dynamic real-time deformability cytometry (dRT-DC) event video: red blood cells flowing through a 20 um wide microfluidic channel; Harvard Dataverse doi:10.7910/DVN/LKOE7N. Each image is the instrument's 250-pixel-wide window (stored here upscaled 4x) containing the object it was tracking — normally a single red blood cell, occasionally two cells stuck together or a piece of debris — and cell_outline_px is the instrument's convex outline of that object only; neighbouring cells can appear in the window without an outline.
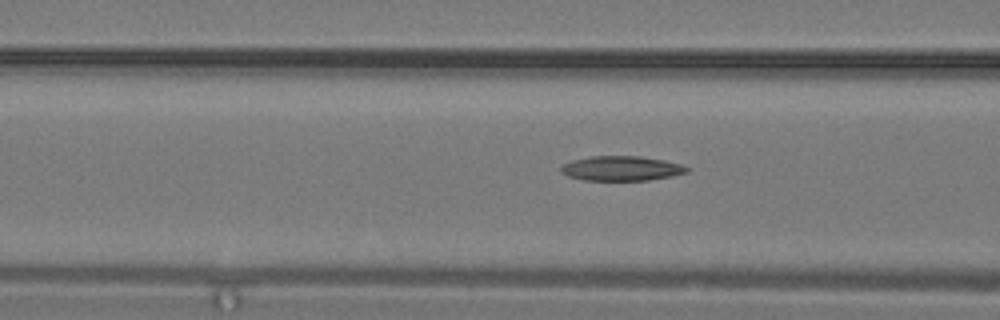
{"species": "common noctule bat (a hibernating species)", "species_latin": "Nyctalus noctula", "temperature_condition": "warm", "stored_images_in_passage": 3, "camera_frame_rate_fps": 3000, "um_per_image_px": 0.085, "animal": {"sex": "male", "body_mass_g": 19.2, "forearm_length_mm": 51.8}, "frame": {"image": 1, "passage_image": 3, "time_ms": 0.667, "image_size_px": [1000, 320], "cell_outline_px": [[688, 172], [672, 176], [648, 180], [584, 180], [568, 176], [560, 172], [560, 168], [564, 164], [572, 160], [592, 156], [640, 156], [664, 160], [680, 164], [688, 168]], "centroid_in_image_um": [52.8, 14.31], "position_along_channel_um": 113.8, "area_um2": 18.03}}